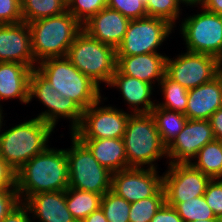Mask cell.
<instances>
[{
  "label": "cell",
  "instance_id": "6da1fadb",
  "mask_svg": "<svg viewBox=\"0 0 222 222\" xmlns=\"http://www.w3.org/2000/svg\"><path fill=\"white\" fill-rule=\"evenodd\" d=\"M69 187L65 149L48 146L16 172V190L21 202L41 192L65 191Z\"/></svg>",
  "mask_w": 222,
  "mask_h": 222
},
{
  "label": "cell",
  "instance_id": "7a4b0ae2",
  "mask_svg": "<svg viewBox=\"0 0 222 222\" xmlns=\"http://www.w3.org/2000/svg\"><path fill=\"white\" fill-rule=\"evenodd\" d=\"M3 118L0 120V157L17 172L49 146V138L55 131L48 123L35 117L1 132Z\"/></svg>",
  "mask_w": 222,
  "mask_h": 222
},
{
  "label": "cell",
  "instance_id": "3957f363",
  "mask_svg": "<svg viewBox=\"0 0 222 222\" xmlns=\"http://www.w3.org/2000/svg\"><path fill=\"white\" fill-rule=\"evenodd\" d=\"M35 62L66 57L82 24L68 11L28 23Z\"/></svg>",
  "mask_w": 222,
  "mask_h": 222
},
{
  "label": "cell",
  "instance_id": "277c9868",
  "mask_svg": "<svg viewBox=\"0 0 222 222\" xmlns=\"http://www.w3.org/2000/svg\"><path fill=\"white\" fill-rule=\"evenodd\" d=\"M53 88L83 110L102 98L100 86L81 73L66 57L48 58L35 68Z\"/></svg>",
  "mask_w": 222,
  "mask_h": 222
},
{
  "label": "cell",
  "instance_id": "5b68a950",
  "mask_svg": "<svg viewBox=\"0 0 222 222\" xmlns=\"http://www.w3.org/2000/svg\"><path fill=\"white\" fill-rule=\"evenodd\" d=\"M123 141L130 167L158 169L155 162L162 157L167 158V147L162 143L150 113H137L129 117Z\"/></svg>",
  "mask_w": 222,
  "mask_h": 222
},
{
  "label": "cell",
  "instance_id": "8992f818",
  "mask_svg": "<svg viewBox=\"0 0 222 222\" xmlns=\"http://www.w3.org/2000/svg\"><path fill=\"white\" fill-rule=\"evenodd\" d=\"M66 58L99 86L110 83L115 73L116 49L91 37L83 29L69 47Z\"/></svg>",
  "mask_w": 222,
  "mask_h": 222
},
{
  "label": "cell",
  "instance_id": "52a82bcc",
  "mask_svg": "<svg viewBox=\"0 0 222 222\" xmlns=\"http://www.w3.org/2000/svg\"><path fill=\"white\" fill-rule=\"evenodd\" d=\"M71 148L66 149L69 187L103 195L111 190L112 173L103 167L89 148L73 133Z\"/></svg>",
  "mask_w": 222,
  "mask_h": 222
},
{
  "label": "cell",
  "instance_id": "ba28073f",
  "mask_svg": "<svg viewBox=\"0 0 222 222\" xmlns=\"http://www.w3.org/2000/svg\"><path fill=\"white\" fill-rule=\"evenodd\" d=\"M201 9L179 25L186 51L208 54L222 62V15Z\"/></svg>",
  "mask_w": 222,
  "mask_h": 222
},
{
  "label": "cell",
  "instance_id": "9c48e42d",
  "mask_svg": "<svg viewBox=\"0 0 222 222\" xmlns=\"http://www.w3.org/2000/svg\"><path fill=\"white\" fill-rule=\"evenodd\" d=\"M35 97L47 109L39 113L37 118L56 128L59 118L71 121L70 133L80 125L83 109L69 97H64L36 69L32 70L29 79V102Z\"/></svg>",
  "mask_w": 222,
  "mask_h": 222
},
{
  "label": "cell",
  "instance_id": "30bf717a",
  "mask_svg": "<svg viewBox=\"0 0 222 222\" xmlns=\"http://www.w3.org/2000/svg\"><path fill=\"white\" fill-rule=\"evenodd\" d=\"M174 27L166 20L154 17L130 20L116 56L159 53L158 48L172 33Z\"/></svg>",
  "mask_w": 222,
  "mask_h": 222
},
{
  "label": "cell",
  "instance_id": "8fae6325",
  "mask_svg": "<svg viewBox=\"0 0 222 222\" xmlns=\"http://www.w3.org/2000/svg\"><path fill=\"white\" fill-rule=\"evenodd\" d=\"M221 71L222 62L208 54L187 51L166 58L165 74L188 90L210 82Z\"/></svg>",
  "mask_w": 222,
  "mask_h": 222
},
{
  "label": "cell",
  "instance_id": "7c38bea8",
  "mask_svg": "<svg viewBox=\"0 0 222 222\" xmlns=\"http://www.w3.org/2000/svg\"><path fill=\"white\" fill-rule=\"evenodd\" d=\"M102 98L83 110L79 127L73 134L79 139L123 138L129 117L133 113L114 106H100Z\"/></svg>",
  "mask_w": 222,
  "mask_h": 222
},
{
  "label": "cell",
  "instance_id": "4fadbf2b",
  "mask_svg": "<svg viewBox=\"0 0 222 222\" xmlns=\"http://www.w3.org/2000/svg\"><path fill=\"white\" fill-rule=\"evenodd\" d=\"M163 172L165 201L175 207L178 203L193 197L203 196L211 178L194 168L191 164H168Z\"/></svg>",
  "mask_w": 222,
  "mask_h": 222
},
{
  "label": "cell",
  "instance_id": "5bb4252c",
  "mask_svg": "<svg viewBox=\"0 0 222 222\" xmlns=\"http://www.w3.org/2000/svg\"><path fill=\"white\" fill-rule=\"evenodd\" d=\"M163 187V175L154 168L131 167L112 173L111 191L132 203L154 196Z\"/></svg>",
  "mask_w": 222,
  "mask_h": 222
},
{
  "label": "cell",
  "instance_id": "9a60e30c",
  "mask_svg": "<svg viewBox=\"0 0 222 222\" xmlns=\"http://www.w3.org/2000/svg\"><path fill=\"white\" fill-rule=\"evenodd\" d=\"M214 140L209 120L188 119L182 131L167 147L168 164H191L198 151Z\"/></svg>",
  "mask_w": 222,
  "mask_h": 222
},
{
  "label": "cell",
  "instance_id": "2e32d148",
  "mask_svg": "<svg viewBox=\"0 0 222 222\" xmlns=\"http://www.w3.org/2000/svg\"><path fill=\"white\" fill-rule=\"evenodd\" d=\"M0 62L18 63L32 69L36 68L28 23L22 21L0 25Z\"/></svg>",
  "mask_w": 222,
  "mask_h": 222
},
{
  "label": "cell",
  "instance_id": "e0dca14e",
  "mask_svg": "<svg viewBox=\"0 0 222 222\" xmlns=\"http://www.w3.org/2000/svg\"><path fill=\"white\" fill-rule=\"evenodd\" d=\"M130 19L119 11L105 7L82 25V29L103 44L117 49L127 31Z\"/></svg>",
  "mask_w": 222,
  "mask_h": 222
},
{
  "label": "cell",
  "instance_id": "ac0fdd59",
  "mask_svg": "<svg viewBox=\"0 0 222 222\" xmlns=\"http://www.w3.org/2000/svg\"><path fill=\"white\" fill-rule=\"evenodd\" d=\"M222 107V71L210 82L188 90L185 115L191 120H209Z\"/></svg>",
  "mask_w": 222,
  "mask_h": 222
},
{
  "label": "cell",
  "instance_id": "d6986e66",
  "mask_svg": "<svg viewBox=\"0 0 222 222\" xmlns=\"http://www.w3.org/2000/svg\"><path fill=\"white\" fill-rule=\"evenodd\" d=\"M116 57V68L129 77H135L151 85L157 82L159 85L165 75L167 56L161 53Z\"/></svg>",
  "mask_w": 222,
  "mask_h": 222
},
{
  "label": "cell",
  "instance_id": "ffe728a7",
  "mask_svg": "<svg viewBox=\"0 0 222 222\" xmlns=\"http://www.w3.org/2000/svg\"><path fill=\"white\" fill-rule=\"evenodd\" d=\"M33 220L40 222H76L66 204V190L41 192L29 196L23 202Z\"/></svg>",
  "mask_w": 222,
  "mask_h": 222
},
{
  "label": "cell",
  "instance_id": "44dd1931",
  "mask_svg": "<svg viewBox=\"0 0 222 222\" xmlns=\"http://www.w3.org/2000/svg\"><path fill=\"white\" fill-rule=\"evenodd\" d=\"M109 87H116L119 89L124 102L127 103L131 113H151L156 103L151 100L154 86L135 77H129L122 74L117 68L112 75Z\"/></svg>",
  "mask_w": 222,
  "mask_h": 222
},
{
  "label": "cell",
  "instance_id": "7402d4cb",
  "mask_svg": "<svg viewBox=\"0 0 222 222\" xmlns=\"http://www.w3.org/2000/svg\"><path fill=\"white\" fill-rule=\"evenodd\" d=\"M32 70L27 65L0 62V101L18 98L21 104H28ZM0 109H3L1 104Z\"/></svg>",
  "mask_w": 222,
  "mask_h": 222
},
{
  "label": "cell",
  "instance_id": "603a6c76",
  "mask_svg": "<svg viewBox=\"0 0 222 222\" xmlns=\"http://www.w3.org/2000/svg\"><path fill=\"white\" fill-rule=\"evenodd\" d=\"M96 160L111 173L131 168L128 165L123 138L80 139Z\"/></svg>",
  "mask_w": 222,
  "mask_h": 222
},
{
  "label": "cell",
  "instance_id": "cb8c5ba5",
  "mask_svg": "<svg viewBox=\"0 0 222 222\" xmlns=\"http://www.w3.org/2000/svg\"><path fill=\"white\" fill-rule=\"evenodd\" d=\"M159 132L162 143L168 147L184 128L188 118L184 113L168 110L157 105L150 113Z\"/></svg>",
  "mask_w": 222,
  "mask_h": 222
},
{
  "label": "cell",
  "instance_id": "d4e9b609",
  "mask_svg": "<svg viewBox=\"0 0 222 222\" xmlns=\"http://www.w3.org/2000/svg\"><path fill=\"white\" fill-rule=\"evenodd\" d=\"M101 194L82 191L68 187L66 204L76 222H82L92 212L97 211L101 204Z\"/></svg>",
  "mask_w": 222,
  "mask_h": 222
},
{
  "label": "cell",
  "instance_id": "484cf974",
  "mask_svg": "<svg viewBox=\"0 0 222 222\" xmlns=\"http://www.w3.org/2000/svg\"><path fill=\"white\" fill-rule=\"evenodd\" d=\"M191 165L211 179H222V141L207 143L197 153Z\"/></svg>",
  "mask_w": 222,
  "mask_h": 222
},
{
  "label": "cell",
  "instance_id": "4316f807",
  "mask_svg": "<svg viewBox=\"0 0 222 222\" xmlns=\"http://www.w3.org/2000/svg\"><path fill=\"white\" fill-rule=\"evenodd\" d=\"M67 11V0H21L23 21H32L59 15Z\"/></svg>",
  "mask_w": 222,
  "mask_h": 222
},
{
  "label": "cell",
  "instance_id": "83f0119b",
  "mask_svg": "<svg viewBox=\"0 0 222 222\" xmlns=\"http://www.w3.org/2000/svg\"><path fill=\"white\" fill-rule=\"evenodd\" d=\"M158 86H160L159 88L164 95L163 99L165 102H156V105L161 108L185 114L188 100V89L170 79L166 74Z\"/></svg>",
  "mask_w": 222,
  "mask_h": 222
},
{
  "label": "cell",
  "instance_id": "f1b7e54d",
  "mask_svg": "<svg viewBox=\"0 0 222 222\" xmlns=\"http://www.w3.org/2000/svg\"><path fill=\"white\" fill-rule=\"evenodd\" d=\"M165 202L164 187L152 197L132 202L129 211V222H150Z\"/></svg>",
  "mask_w": 222,
  "mask_h": 222
},
{
  "label": "cell",
  "instance_id": "f546056e",
  "mask_svg": "<svg viewBox=\"0 0 222 222\" xmlns=\"http://www.w3.org/2000/svg\"><path fill=\"white\" fill-rule=\"evenodd\" d=\"M184 222L202 221L217 218L208 206L204 196L190 198L174 207Z\"/></svg>",
  "mask_w": 222,
  "mask_h": 222
},
{
  "label": "cell",
  "instance_id": "4dcf8cb0",
  "mask_svg": "<svg viewBox=\"0 0 222 222\" xmlns=\"http://www.w3.org/2000/svg\"><path fill=\"white\" fill-rule=\"evenodd\" d=\"M130 207V202L111 190L102 195L100 208L108 222H129Z\"/></svg>",
  "mask_w": 222,
  "mask_h": 222
},
{
  "label": "cell",
  "instance_id": "1f68e13d",
  "mask_svg": "<svg viewBox=\"0 0 222 222\" xmlns=\"http://www.w3.org/2000/svg\"><path fill=\"white\" fill-rule=\"evenodd\" d=\"M180 4H184L186 7L188 5L185 0H148L145 6L148 17L166 20L173 27H177L176 20L182 14Z\"/></svg>",
  "mask_w": 222,
  "mask_h": 222
},
{
  "label": "cell",
  "instance_id": "d6a6232c",
  "mask_svg": "<svg viewBox=\"0 0 222 222\" xmlns=\"http://www.w3.org/2000/svg\"><path fill=\"white\" fill-rule=\"evenodd\" d=\"M105 7L107 0H67V11L82 25Z\"/></svg>",
  "mask_w": 222,
  "mask_h": 222
},
{
  "label": "cell",
  "instance_id": "836d02e7",
  "mask_svg": "<svg viewBox=\"0 0 222 222\" xmlns=\"http://www.w3.org/2000/svg\"><path fill=\"white\" fill-rule=\"evenodd\" d=\"M107 7L119 11L130 20L148 17L146 6L141 0H107Z\"/></svg>",
  "mask_w": 222,
  "mask_h": 222
},
{
  "label": "cell",
  "instance_id": "e575fe53",
  "mask_svg": "<svg viewBox=\"0 0 222 222\" xmlns=\"http://www.w3.org/2000/svg\"><path fill=\"white\" fill-rule=\"evenodd\" d=\"M203 196L214 215L222 219V179H211Z\"/></svg>",
  "mask_w": 222,
  "mask_h": 222
},
{
  "label": "cell",
  "instance_id": "d590c367",
  "mask_svg": "<svg viewBox=\"0 0 222 222\" xmlns=\"http://www.w3.org/2000/svg\"><path fill=\"white\" fill-rule=\"evenodd\" d=\"M22 21L21 0H0V25Z\"/></svg>",
  "mask_w": 222,
  "mask_h": 222
},
{
  "label": "cell",
  "instance_id": "8d00e7d4",
  "mask_svg": "<svg viewBox=\"0 0 222 222\" xmlns=\"http://www.w3.org/2000/svg\"><path fill=\"white\" fill-rule=\"evenodd\" d=\"M17 190H0V222L20 203Z\"/></svg>",
  "mask_w": 222,
  "mask_h": 222
},
{
  "label": "cell",
  "instance_id": "74e56055",
  "mask_svg": "<svg viewBox=\"0 0 222 222\" xmlns=\"http://www.w3.org/2000/svg\"><path fill=\"white\" fill-rule=\"evenodd\" d=\"M0 190H16V171L0 157Z\"/></svg>",
  "mask_w": 222,
  "mask_h": 222
},
{
  "label": "cell",
  "instance_id": "f35d334b",
  "mask_svg": "<svg viewBox=\"0 0 222 222\" xmlns=\"http://www.w3.org/2000/svg\"><path fill=\"white\" fill-rule=\"evenodd\" d=\"M150 222H184L176 209L166 202L158 209Z\"/></svg>",
  "mask_w": 222,
  "mask_h": 222
},
{
  "label": "cell",
  "instance_id": "ab89813d",
  "mask_svg": "<svg viewBox=\"0 0 222 222\" xmlns=\"http://www.w3.org/2000/svg\"><path fill=\"white\" fill-rule=\"evenodd\" d=\"M29 214H31L29 208L23 202H20L2 222H32Z\"/></svg>",
  "mask_w": 222,
  "mask_h": 222
},
{
  "label": "cell",
  "instance_id": "60d3db41",
  "mask_svg": "<svg viewBox=\"0 0 222 222\" xmlns=\"http://www.w3.org/2000/svg\"><path fill=\"white\" fill-rule=\"evenodd\" d=\"M209 121L215 139L222 141V107L211 115Z\"/></svg>",
  "mask_w": 222,
  "mask_h": 222
},
{
  "label": "cell",
  "instance_id": "b9f144b4",
  "mask_svg": "<svg viewBox=\"0 0 222 222\" xmlns=\"http://www.w3.org/2000/svg\"><path fill=\"white\" fill-rule=\"evenodd\" d=\"M198 5L210 12L222 15V0H200L199 3H192L188 4L187 6L199 7Z\"/></svg>",
  "mask_w": 222,
  "mask_h": 222
},
{
  "label": "cell",
  "instance_id": "7bdbcfd3",
  "mask_svg": "<svg viewBox=\"0 0 222 222\" xmlns=\"http://www.w3.org/2000/svg\"><path fill=\"white\" fill-rule=\"evenodd\" d=\"M82 222H108L103 211L99 208L97 211L92 212Z\"/></svg>",
  "mask_w": 222,
  "mask_h": 222
},
{
  "label": "cell",
  "instance_id": "ee69618b",
  "mask_svg": "<svg viewBox=\"0 0 222 222\" xmlns=\"http://www.w3.org/2000/svg\"><path fill=\"white\" fill-rule=\"evenodd\" d=\"M191 222H222V219H208V220H202V221H191Z\"/></svg>",
  "mask_w": 222,
  "mask_h": 222
},
{
  "label": "cell",
  "instance_id": "f6af8a7d",
  "mask_svg": "<svg viewBox=\"0 0 222 222\" xmlns=\"http://www.w3.org/2000/svg\"><path fill=\"white\" fill-rule=\"evenodd\" d=\"M187 4H192V3H199L200 0H185Z\"/></svg>",
  "mask_w": 222,
  "mask_h": 222
},
{
  "label": "cell",
  "instance_id": "bcb514c9",
  "mask_svg": "<svg viewBox=\"0 0 222 222\" xmlns=\"http://www.w3.org/2000/svg\"><path fill=\"white\" fill-rule=\"evenodd\" d=\"M3 110H1L0 109V120H1V118H2V116H3V112H2Z\"/></svg>",
  "mask_w": 222,
  "mask_h": 222
},
{
  "label": "cell",
  "instance_id": "7dc6e473",
  "mask_svg": "<svg viewBox=\"0 0 222 222\" xmlns=\"http://www.w3.org/2000/svg\"><path fill=\"white\" fill-rule=\"evenodd\" d=\"M145 5L147 4L148 0H141Z\"/></svg>",
  "mask_w": 222,
  "mask_h": 222
}]
</instances>
